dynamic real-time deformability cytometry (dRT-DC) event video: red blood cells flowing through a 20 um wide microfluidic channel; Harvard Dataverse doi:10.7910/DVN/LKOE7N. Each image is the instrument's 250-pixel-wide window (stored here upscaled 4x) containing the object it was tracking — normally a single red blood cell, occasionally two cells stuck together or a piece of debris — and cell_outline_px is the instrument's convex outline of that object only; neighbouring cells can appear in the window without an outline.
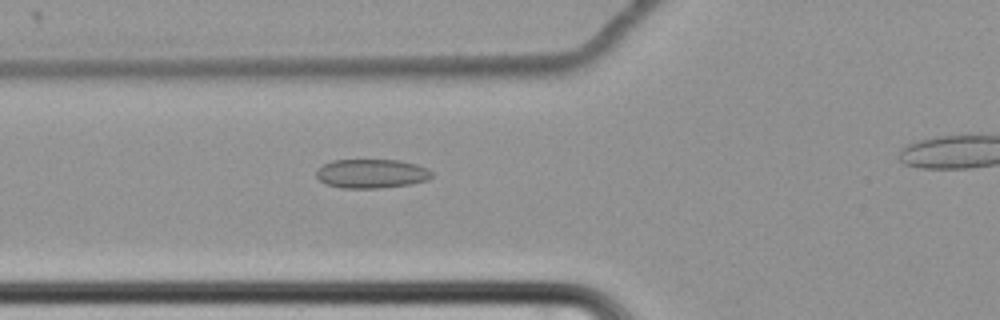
{"species": "common noctule bat (a hibernating species)", "species_latin": "Nyctalus noctula", "temperature_condition": "cold", "stored_images_in_passage": 47, "camera_frame_rate_fps": 3000, "um_per_image_px": 0.085, "animal": {"sex": "female", "body_mass_g": 22.7, "forearm_length_mm": 54.2}, "frame": {"image": 1, "passage_image": 16, "time_ms": 5.0, "image_size_px": [1000, 320], "cell_outline_px": [[432, 176], [428, 180], [412, 184], [380, 188], [340, 188], [324, 184], [316, 176], [316, 172], [324, 164], [332, 160], [400, 160], [416, 164], [428, 168], [432, 172]], "centroid_in_image_um": [31.6, 14.76], "position_along_channel_um": 94.2, "area_um2": 19.71}}
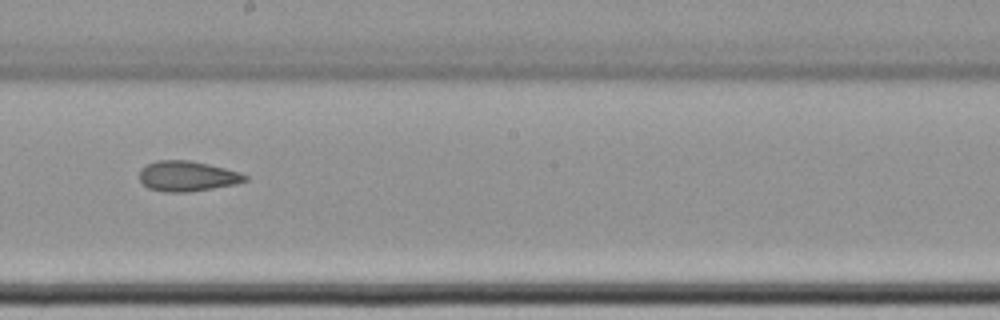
{"frame": {"image": 2, "passage_image": 28, "time_ms": 9.0, "image_size_px": [1000, 320], "cell_outline_px": [[248, 180], [236, 184], [188, 192], [164, 192], [148, 188], [140, 180], [140, 168], [156, 160], [188, 160], [208, 164], [240, 172], [248, 176]], "centroid_in_image_um": [15.92, 14.97], "position_along_channel_um": 232.3, "area_um2": 18.61}}
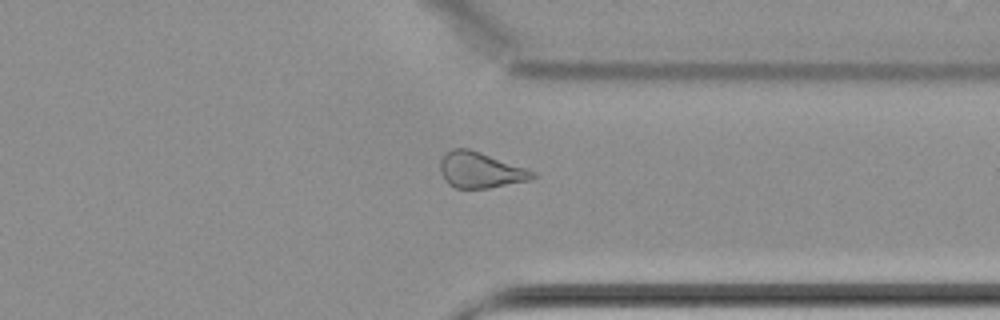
{"frame": {"image": 3, "passage_image": 40, "time_ms": 13.0, "image_size_px": [1000, 320], "cell_outline_px": [[536, 176], [528, 180], [488, 188], [456, 188], [448, 184], [444, 180], [440, 172], [440, 160], [444, 152], [452, 148], [468, 148], [480, 152], [536, 172]], "centroid_in_image_um": [40.76, 14.45], "position_along_channel_um": 370.6, "area_um2": 19.19}}